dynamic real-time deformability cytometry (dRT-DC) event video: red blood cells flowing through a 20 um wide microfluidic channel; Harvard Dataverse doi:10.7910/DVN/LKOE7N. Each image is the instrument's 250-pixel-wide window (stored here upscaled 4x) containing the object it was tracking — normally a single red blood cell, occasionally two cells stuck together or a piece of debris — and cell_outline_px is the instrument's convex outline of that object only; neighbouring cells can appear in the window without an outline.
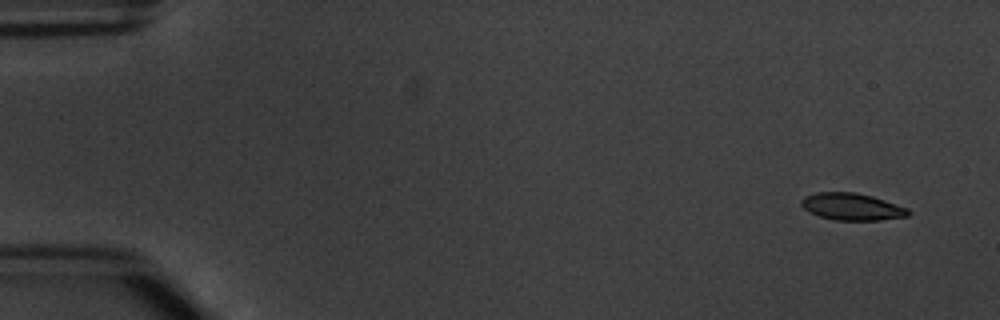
{"species": "common noctule bat (a hibernating species)", "species_latin": "Nyctalus noctula", "temperature_condition": "warm", "stored_images_in_passage": 5, "camera_frame_rate_fps": 3000, "um_per_image_px": 0.085, "animal": {"sex": "male", "body_mass_g": 20.1, "forearm_length_mm": 53.5}, "frame": {"image": 1, "passage_image": 1, "time_ms": 0.0, "image_size_px": [1000, 320], "cell_outline_px": [[912, 212], [908, 216], [880, 220], [836, 220], [820, 216], [808, 212], [800, 204], [800, 200], [804, 196], [816, 192], [856, 192], [872, 196], [908, 208]], "centroid_in_image_um": [72.4, 17.56], "position_along_channel_um": 12.6, "area_um2": 16.94}}
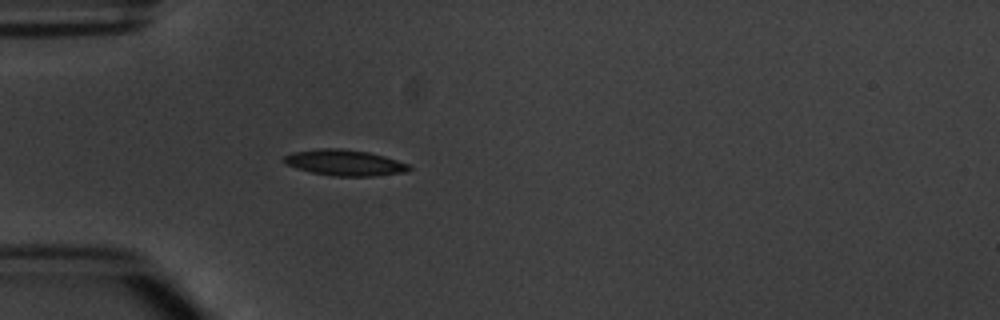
{"frame": {"image": 2, "passage_image": 5, "time_ms": 4.333, "image_size_px": [1000, 320], "cell_outline_px": [[412, 168], [408, 172], [376, 176], [332, 176], [312, 172], [296, 168], [284, 164], [284, 156], [292, 152], [320, 148], [340, 148], [368, 152], [384, 156], [408, 164]], "centroid_in_image_um": [29.3, 13.83], "position_along_channel_um": 55.7, "area_um2": 18.96}}